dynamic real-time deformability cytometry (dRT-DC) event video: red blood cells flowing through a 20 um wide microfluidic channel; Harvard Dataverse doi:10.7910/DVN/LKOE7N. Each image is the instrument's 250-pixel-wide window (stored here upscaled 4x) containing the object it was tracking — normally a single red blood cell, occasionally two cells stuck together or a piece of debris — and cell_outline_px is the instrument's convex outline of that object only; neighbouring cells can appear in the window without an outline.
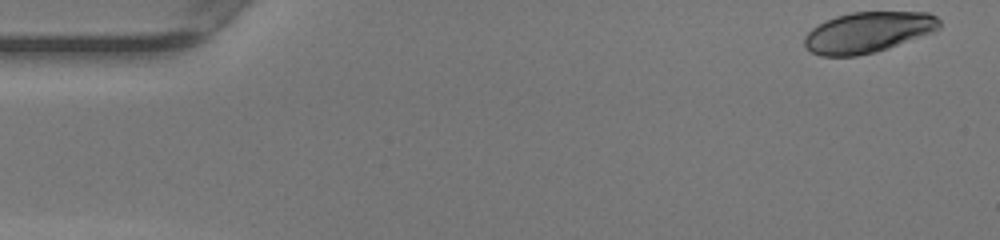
{"species": "human", "species_latin": "Homo sapiens", "temperature_condition": "warm", "stored_images_in_passage": 49, "camera_frame_rate_fps": 3000, "um_per_image_px": 0.085, "donor": {"sex": "female"}, "frame": {"image": 1, "passage_image": 1, "time_ms": 0.0, "image_size_px": [1000, 240], "cell_outline_px": [[940, 28], [932, 32], [888, 48], [876, 52], [856, 56], [820, 56], [812, 52], [804, 44], [804, 36], [816, 24], [836, 16], [852, 12], [928, 12], [936, 16], [940, 20]], "centroid_in_image_um": [73.76, 2.74], "position_along_channel_um": 11.2, "area_um2": 32.02}}
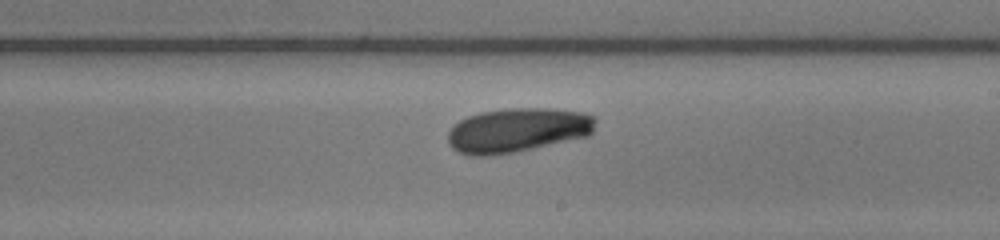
{"frame": {"image": 2, "passage_image": 28, "time_ms": 9.0, "image_size_px": [1000, 240], "cell_outline_px": [[596, 120], [592, 132], [588, 136], [532, 148], [492, 156], [468, 156], [456, 152], [448, 144], [448, 132], [460, 120], [468, 116], [480, 112], [508, 108], [548, 108], [584, 112], [596, 116]], "centroid_in_image_um": [43.97, 11.06], "position_along_channel_um": 245.0, "area_um2": 38.26}}
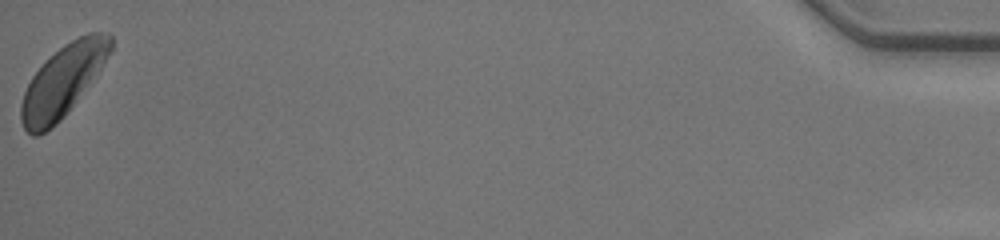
{"frame": {"image": 3, "passage_image": 49, "time_ms": 16.0, "image_size_px": [1000, 240], "cell_outline_px": [[112, 48], [100, 68], [64, 116], [56, 124], [44, 132], [36, 136], [32, 136], [24, 128], [20, 120], [20, 104], [24, 92], [32, 76], [64, 44], [88, 32], [108, 32], [112, 36]], "centroid_in_image_um": [5.32, 6.88], "position_along_channel_um": 429.9, "area_um2": 36.13}, "authors_computed_cell_mechanics": {"area_um2": 36.8764, "velocity_mm_per_s": 4.1328, "shape_relaxation_time_tau1_ms": 8.092, "shape_relaxation_time_tau2_ms": null, "deformation_change_tau1": 0.155, "deformation_change_tau2": null}}